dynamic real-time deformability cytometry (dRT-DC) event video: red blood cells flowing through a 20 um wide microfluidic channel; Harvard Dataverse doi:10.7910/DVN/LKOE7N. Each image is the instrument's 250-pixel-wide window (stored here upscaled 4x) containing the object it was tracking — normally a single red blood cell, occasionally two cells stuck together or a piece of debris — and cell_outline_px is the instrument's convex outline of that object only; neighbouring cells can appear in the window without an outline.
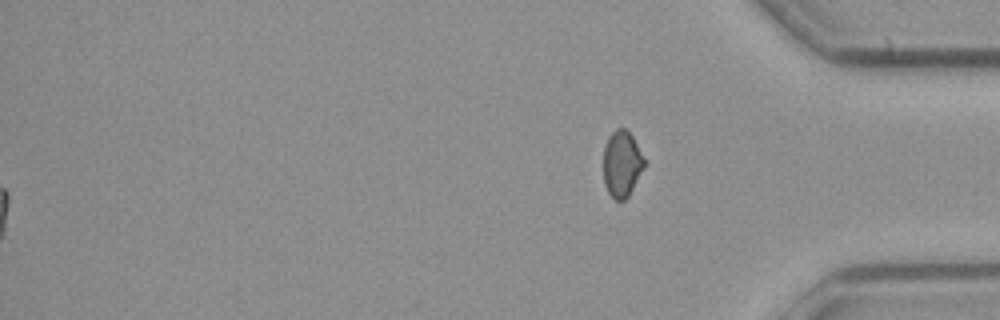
{"species": "common noctule bat (a hibernating species)", "species_latin": "Nyctalus noctula", "temperature_condition": "cold", "stored_images_in_passage": 51, "segment_of_instrument_passage": [2, 2], "camera_frame_rate_fps": 3000, "um_per_image_px": 0.085, "animal": {"sex": "male", "body_mass_g": 23.1, "forearm_length_mm": 52.7}, "frame": {"image": 1, "passage_image": 51, "time_ms": 16.667, "image_size_px": [1000, 320], "cell_outline_px": [[644, 168], [628, 196], [624, 200], [616, 200], [608, 192], [604, 184], [604, 148], [608, 136], [616, 128], [624, 128], [632, 136], [644, 160]], "centroid_in_image_um": [52.84, 13.93], "position_along_channel_um": 382.4, "area_um2": 15.49}}